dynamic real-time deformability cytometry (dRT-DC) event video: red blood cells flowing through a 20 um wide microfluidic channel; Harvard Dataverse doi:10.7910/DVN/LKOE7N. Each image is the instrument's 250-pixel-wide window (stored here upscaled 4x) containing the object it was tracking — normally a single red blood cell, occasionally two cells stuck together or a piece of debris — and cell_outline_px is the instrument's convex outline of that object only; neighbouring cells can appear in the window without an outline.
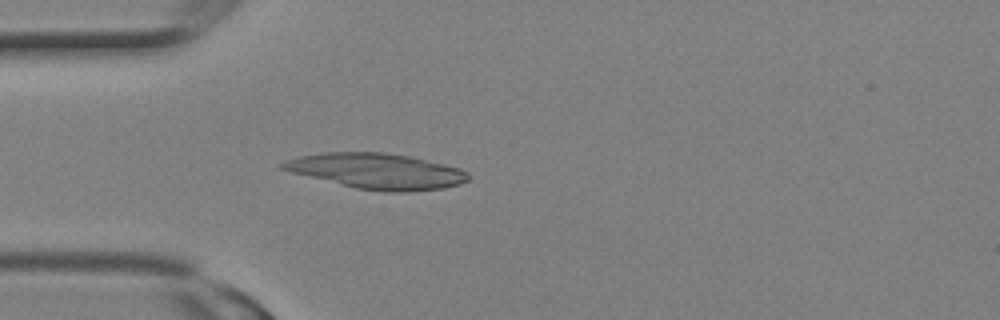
{"species": "Egyptian fruit bat (a non-hibernating species)", "species_latin": "Rousettus aegyptiacus", "temperature_condition": "room temperature", "stored_images_in_passage": 3, "camera_frame_rate_fps": 3000, "um_per_image_px": 0.085, "animal": {"sex": "female"}, "frame": {"image": 1, "passage_image": 3, "time_ms": 0.667, "image_size_px": [1000, 320], "cell_outline_px": [[468, 180], [460, 184], [444, 188], [408, 192], [388, 192], [356, 188], [292, 172], [280, 168], [280, 164], [284, 160], [300, 156], [324, 152], [384, 152], [408, 156], [444, 164], [460, 168], [468, 172]], "centroid_in_image_um": [32.04, 14.54], "position_along_channel_um": 53.0, "area_um2": 38.21}}